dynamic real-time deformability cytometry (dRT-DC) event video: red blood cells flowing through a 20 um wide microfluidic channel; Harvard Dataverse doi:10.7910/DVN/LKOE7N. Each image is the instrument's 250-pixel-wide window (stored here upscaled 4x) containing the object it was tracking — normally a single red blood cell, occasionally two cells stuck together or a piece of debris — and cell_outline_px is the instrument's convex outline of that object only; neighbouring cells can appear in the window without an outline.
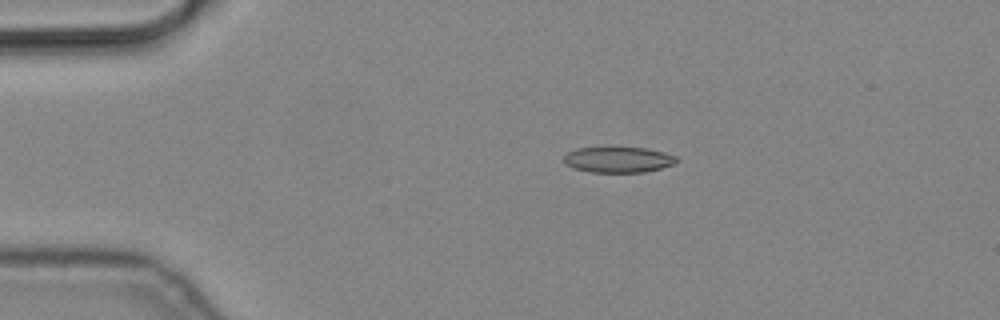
{"species": "common noctule bat (a hibernating species)", "species_latin": "Nyctalus noctula", "temperature_condition": "cold", "stored_images_in_passage": 5, "camera_frame_rate_fps": 3000, "um_per_image_px": 0.085, "animal": {"sex": "male", "body_mass_g": 19.2, "forearm_length_mm": 51.8}, "frame": {"image": 1, "passage_image": 4, "time_ms": 1.0, "image_size_px": [1000, 320], "cell_outline_px": [[680, 160], [676, 164], [644, 172], [588, 172], [572, 168], [564, 164], [564, 156], [568, 152], [576, 148], [648, 148], [664, 152], [676, 156]], "centroid_in_image_um": [52.56, 13.58], "position_along_channel_um": 32.4, "area_um2": 16.99}}